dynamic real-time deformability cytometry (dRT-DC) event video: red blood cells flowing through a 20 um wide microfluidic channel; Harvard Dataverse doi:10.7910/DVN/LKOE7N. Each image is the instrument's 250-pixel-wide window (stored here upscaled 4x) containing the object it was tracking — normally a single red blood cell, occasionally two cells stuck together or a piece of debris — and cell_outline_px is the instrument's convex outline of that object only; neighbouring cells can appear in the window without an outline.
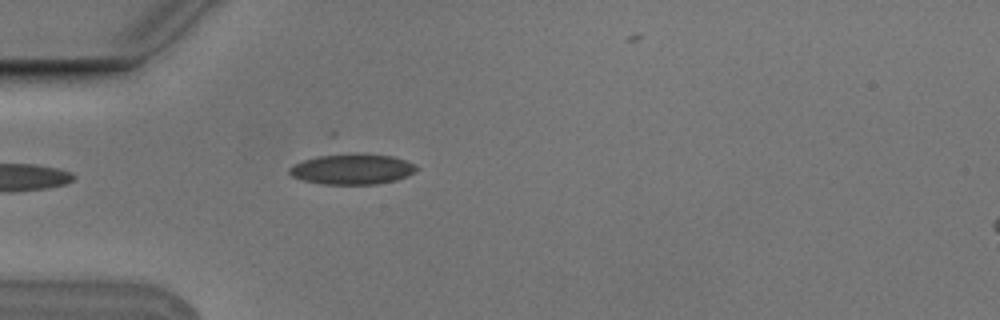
{"species": "Egyptian fruit bat (a non-hibernating species)", "species_latin": "Rousettus aegyptiacus", "temperature_condition": "cold", "stored_images_in_passage": 2, "camera_frame_rate_fps": 3000, "um_per_image_px": 0.085, "animal": {"sex": "male"}, "frame": {"image": 1, "passage_image": 1, "time_ms": 0.0, "image_size_px": [1000, 320], "cell_outline_px": [[420, 168], [396, 180], [376, 184], [324, 184], [304, 180], [292, 176], [288, 172], [288, 168], [292, 164], [316, 156], [332, 152], [364, 152], [392, 156], [416, 164]], "centroid_in_image_um": [29.9, 14.33], "position_along_channel_um": 55.1, "area_um2": 23.18}}